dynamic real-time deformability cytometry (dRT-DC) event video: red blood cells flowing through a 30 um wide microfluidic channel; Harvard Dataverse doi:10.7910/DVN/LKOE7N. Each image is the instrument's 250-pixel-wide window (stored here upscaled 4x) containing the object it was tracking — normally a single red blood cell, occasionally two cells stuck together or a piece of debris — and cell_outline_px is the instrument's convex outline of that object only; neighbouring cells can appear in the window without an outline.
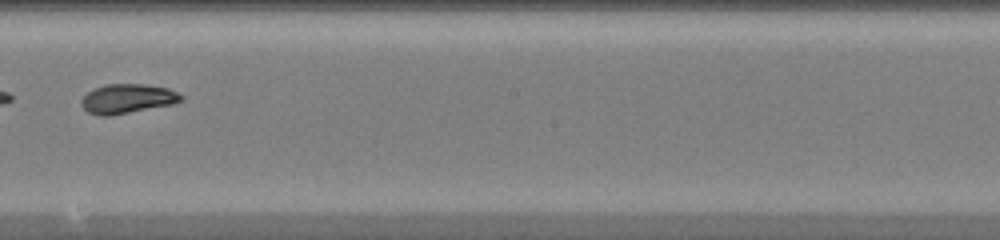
{"species": "common noctule bat (a hibernating species)", "species_latin": "Nyctalus noctula", "temperature_condition": "warm", "stored_images_in_passage": 43, "camera_frame_rate_fps": 3000, "um_per_image_px": 0.085, "animal": {"sex": "female", "body_mass_g": 20.0, "forearm_length_mm": 54.0}, "frame": {"image": 1, "passage_image": 25, "time_ms": 8.0, "image_size_px": [1000, 240], "cell_outline_px": [[184, 100], [172, 104], [108, 116], [100, 116], [88, 112], [80, 104], [80, 100], [88, 92], [104, 84], [144, 84], [168, 88], [184, 96]], "centroid_in_image_um": [10.83, 8.38], "position_along_channel_um": 237.4, "area_um2": 16.99}}